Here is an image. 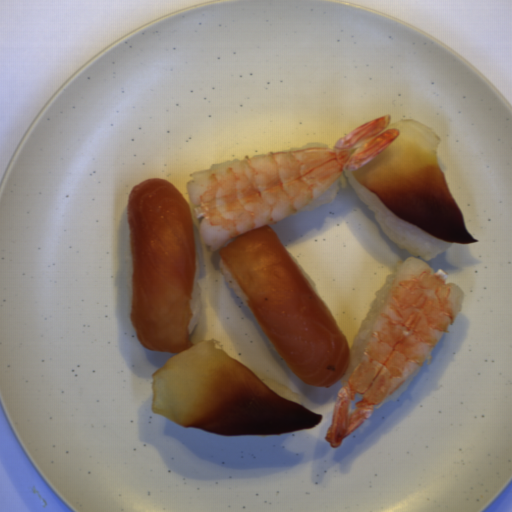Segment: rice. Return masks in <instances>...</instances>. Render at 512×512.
I'll return each mask as SVG.
<instances>
[{
    "instance_id": "652b925c",
    "label": "rice",
    "mask_w": 512,
    "mask_h": 512,
    "mask_svg": "<svg viewBox=\"0 0 512 512\" xmlns=\"http://www.w3.org/2000/svg\"><path fill=\"white\" fill-rule=\"evenodd\" d=\"M344 176L358 200L373 211L378 225L387 238L401 249L430 261L452 246L453 243L438 239L395 215L373 192L358 182L353 170L345 172Z\"/></svg>"
},
{
    "instance_id": "023b6e5f",
    "label": "rice",
    "mask_w": 512,
    "mask_h": 512,
    "mask_svg": "<svg viewBox=\"0 0 512 512\" xmlns=\"http://www.w3.org/2000/svg\"><path fill=\"white\" fill-rule=\"evenodd\" d=\"M404 264H400L393 273L385 277L383 286L377 290L374 294L373 301L368 309L366 316L364 317L362 324L354 338L353 344L350 348V364L340 380L343 387L348 382L352 372L360 363L363 357L364 349L371 335L373 327L386 303V300L390 294L393 284L402 269Z\"/></svg>"
},
{
    "instance_id": "8eca5e8b",
    "label": "rice",
    "mask_w": 512,
    "mask_h": 512,
    "mask_svg": "<svg viewBox=\"0 0 512 512\" xmlns=\"http://www.w3.org/2000/svg\"><path fill=\"white\" fill-rule=\"evenodd\" d=\"M195 260H196V271H195V277H194V283H193L191 301H190L192 318H191L188 328H187L188 335L191 334L192 331L194 330V328L199 320L200 311H201V291H200L199 285H198V280L200 278L201 265H200L199 258H198L196 251H195Z\"/></svg>"
},
{
    "instance_id": "acb35da6",
    "label": "rice",
    "mask_w": 512,
    "mask_h": 512,
    "mask_svg": "<svg viewBox=\"0 0 512 512\" xmlns=\"http://www.w3.org/2000/svg\"><path fill=\"white\" fill-rule=\"evenodd\" d=\"M341 183V176L338 177L326 190H324L313 202L308 204L307 206L303 207L293 215L292 217L300 213L301 211H312L316 208L322 207L327 205L328 203L332 202L339 193Z\"/></svg>"
},
{
    "instance_id": "b023fe2a",
    "label": "rice",
    "mask_w": 512,
    "mask_h": 512,
    "mask_svg": "<svg viewBox=\"0 0 512 512\" xmlns=\"http://www.w3.org/2000/svg\"><path fill=\"white\" fill-rule=\"evenodd\" d=\"M132 276H133V259H132V241L130 232L127 236L126 243V269H125V282L127 297L129 302V308L131 311V300H132Z\"/></svg>"
},
{
    "instance_id": "e3fd555f",
    "label": "rice",
    "mask_w": 512,
    "mask_h": 512,
    "mask_svg": "<svg viewBox=\"0 0 512 512\" xmlns=\"http://www.w3.org/2000/svg\"><path fill=\"white\" fill-rule=\"evenodd\" d=\"M219 272L224 275L225 282H226L227 286L232 288L233 292L239 298L241 304L244 305L247 308H250V306L246 302V300H245V298H244V296H243V294H242V292H241L237 282L235 281V279L231 275L230 271L228 270V268L224 264L222 258H221V260L219 262Z\"/></svg>"
},
{
    "instance_id": "a3056103",
    "label": "rice",
    "mask_w": 512,
    "mask_h": 512,
    "mask_svg": "<svg viewBox=\"0 0 512 512\" xmlns=\"http://www.w3.org/2000/svg\"><path fill=\"white\" fill-rule=\"evenodd\" d=\"M423 365L424 363L409 378H407L390 396H388L384 401L375 405L374 408L376 410L380 409L387 402L397 400L400 397V395L412 384L413 380L415 379L419 371L422 369Z\"/></svg>"
},
{
    "instance_id": "f2f60c81",
    "label": "rice",
    "mask_w": 512,
    "mask_h": 512,
    "mask_svg": "<svg viewBox=\"0 0 512 512\" xmlns=\"http://www.w3.org/2000/svg\"><path fill=\"white\" fill-rule=\"evenodd\" d=\"M285 251L288 253V255L291 257V259L293 260V262L296 264V266L299 268V270L301 271V273L304 275V277L307 279V281L310 283V285L313 287V289L316 291V293L318 294L319 296V291H318V286L316 284V282L311 278V276L304 270V268L300 265V263L297 261V259L295 258V256L289 252L286 248H284Z\"/></svg>"
},
{
    "instance_id": "0b520998",
    "label": "rice",
    "mask_w": 512,
    "mask_h": 512,
    "mask_svg": "<svg viewBox=\"0 0 512 512\" xmlns=\"http://www.w3.org/2000/svg\"><path fill=\"white\" fill-rule=\"evenodd\" d=\"M317 146H326V147H330L328 144H326L325 142H308L302 146H298V147H292L286 151H296V150H302V149H308V148H313V147H317ZM331 148V147H330ZM284 151V152H286Z\"/></svg>"
}]
</instances>
